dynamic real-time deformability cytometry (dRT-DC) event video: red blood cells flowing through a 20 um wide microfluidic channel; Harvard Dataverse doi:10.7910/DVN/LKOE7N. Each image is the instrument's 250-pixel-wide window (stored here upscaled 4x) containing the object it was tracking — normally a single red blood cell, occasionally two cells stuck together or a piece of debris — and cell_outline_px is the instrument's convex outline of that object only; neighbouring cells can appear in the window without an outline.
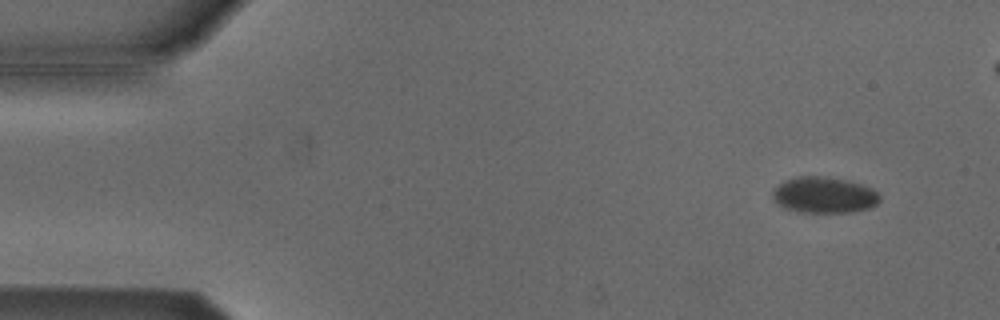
{"species": "Egyptian fruit bat (a non-hibernating species)", "species_latin": "Rousettus aegyptiacus", "temperature_condition": "cold", "stored_images_in_passage": 5, "camera_frame_rate_fps": 3000, "um_per_image_px": 0.085, "animal": {"sex": "male"}, "frame": {"image": 1, "passage_image": 2, "time_ms": 0.333, "image_size_px": [1000, 320], "cell_outline_px": [[880, 200], [872, 208], [852, 212], [796, 212], [772, 200], [772, 188], [784, 180], [800, 176], [824, 176], [848, 180], [872, 188], [880, 196]], "centroid_in_image_um": [70.04, 16.57], "position_along_channel_um": 15.0, "area_um2": 22.72}}